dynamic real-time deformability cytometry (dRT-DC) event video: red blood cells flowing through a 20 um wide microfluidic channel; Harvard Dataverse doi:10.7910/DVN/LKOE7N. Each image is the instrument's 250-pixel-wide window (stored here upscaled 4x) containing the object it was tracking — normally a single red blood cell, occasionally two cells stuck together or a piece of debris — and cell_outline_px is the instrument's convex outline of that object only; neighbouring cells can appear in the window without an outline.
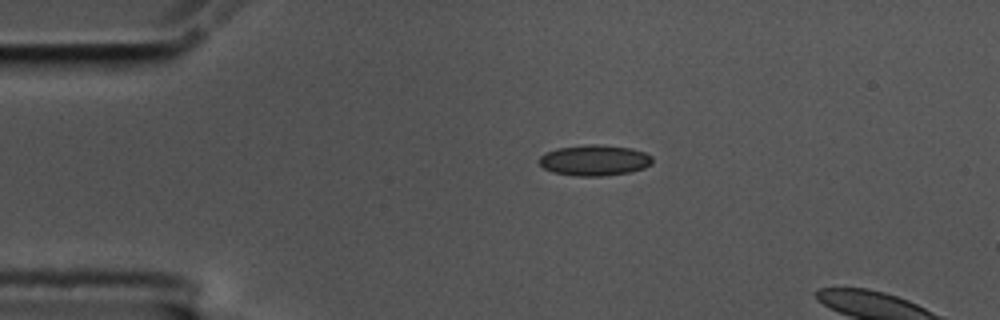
{"species": "common noctule bat (a hibernating species)", "species_latin": "Nyctalus noctula", "temperature_condition": "cold", "stored_images_in_passage": 5, "camera_frame_rate_fps": 3000, "um_per_image_px": 0.085, "animal": {"sex": "male", "body_mass_g": 17.5, "forearm_length_mm": 52.3}, "frame": {"image": 1, "passage_image": 1, "time_ms": 0.0, "image_size_px": [1000, 320], "cell_outline_px": [[652, 164], [644, 168], [632, 172], [600, 176], [576, 176], [552, 172], [544, 168], [536, 160], [540, 156], [556, 148], [588, 144], [600, 144], [632, 148], [644, 152], [652, 156]], "centroid_in_image_um": [50.53, 13.62], "position_along_channel_um": 34.5, "area_um2": 20.52}}